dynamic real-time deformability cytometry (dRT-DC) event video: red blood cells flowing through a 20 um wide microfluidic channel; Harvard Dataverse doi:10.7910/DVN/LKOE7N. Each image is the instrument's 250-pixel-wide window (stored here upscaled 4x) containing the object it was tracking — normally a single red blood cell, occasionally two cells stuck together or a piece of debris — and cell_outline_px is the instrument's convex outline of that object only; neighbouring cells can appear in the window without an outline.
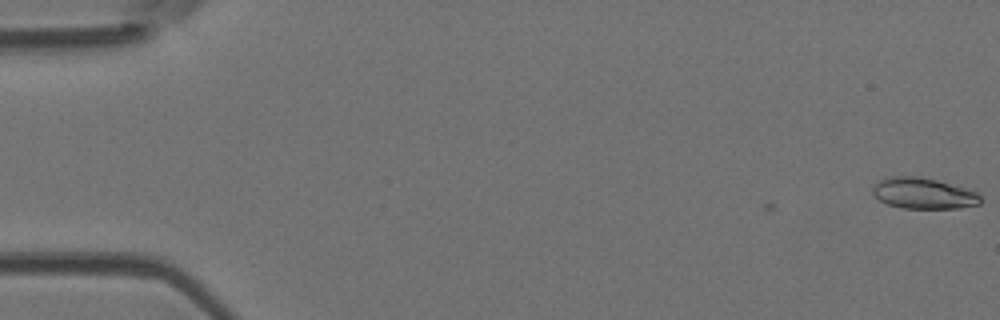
{"species": "Egyptian fruit bat (a non-hibernating species)", "species_latin": "Rousettus aegyptiacus", "temperature_condition": "room temperature", "stored_images_in_passage": 2, "camera_frame_rate_fps": 3000, "um_per_image_px": 0.085, "animal": {"sex": "female"}, "frame": {"image": 1, "passage_image": 2, "time_ms": 1.0, "image_size_px": [1000, 320], "cell_outline_px": [[980, 204], [960, 208], [900, 208], [888, 204], [880, 200], [872, 192], [872, 188], [884, 176], [920, 176], [936, 180], [964, 188], [976, 192], [980, 196]], "centroid_in_image_um": [78.46, 16.43], "position_along_channel_um": 6.5, "area_um2": 19.36}}